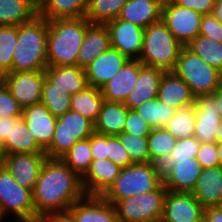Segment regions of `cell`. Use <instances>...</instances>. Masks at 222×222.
<instances>
[{
	"mask_svg": "<svg viewBox=\"0 0 222 222\" xmlns=\"http://www.w3.org/2000/svg\"><path fill=\"white\" fill-rule=\"evenodd\" d=\"M110 33L111 47L128 59H139L142 50L144 28L116 18L105 24Z\"/></svg>",
	"mask_w": 222,
	"mask_h": 222,
	"instance_id": "4fadbf2b",
	"label": "cell"
},
{
	"mask_svg": "<svg viewBox=\"0 0 222 222\" xmlns=\"http://www.w3.org/2000/svg\"><path fill=\"white\" fill-rule=\"evenodd\" d=\"M202 169L219 166L217 157V142L201 143L200 149L195 157Z\"/></svg>",
	"mask_w": 222,
	"mask_h": 222,
	"instance_id": "bcb514c9",
	"label": "cell"
},
{
	"mask_svg": "<svg viewBox=\"0 0 222 222\" xmlns=\"http://www.w3.org/2000/svg\"><path fill=\"white\" fill-rule=\"evenodd\" d=\"M18 40V26H0V72H12L13 51Z\"/></svg>",
	"mask_w": 222,
	"mask_h": 222,
	"instance_id": "ab89813d",
	"label": "cell"
},
{
	"mask_svg": "<svg viewBox=\"0 0 222 222\" xmlns=\"http://www.w3.org/2000/svg\"><path fill=\"white\" fill-rule=\"evenodd\" d=\"M217 142H222V120L216 133Z\"/></svg>",
	"mask_w": 222,
	"mask_h": 222,
	"instance_id": "6f0895ef",
	"label": "cell"
},
{
	"mask_svg": "<svg viewBox=\"0 0 222 222\" xmlns=\"http://www.w3.org/2000/svg\"><path fill=\"white\" fill-rule=\"evenodd\" d=\"M45 78L53 85L76 94L82 92L88 85L84 69L75 66H47L44 70Z\"/></svg>",
	"mask_w": 222,
	"mask_h": 222,
	"instance_id": "83f0119b",
	"label": "cell"
},
{
	"mask_svg": "<svg viewBox=\"0 0 222 222\" xmlns=\"http://www.w3.org/2000/svg\"><path fill=\"white\" fill-rule=\"evenodd\" d=\"M48 20L37 15L18 26L12 72L44 71L47 68Z\"/></svg>",
	"mask_w": 222,
	"mask_h": 222,
	"instance_id": "3957f363",
	"label": "cell"
},
{
	"mask_svg": "<svg viewBox=\"0 0 222 222\" xmlns=\"http://www.w3.org/2000/svg\"><path fill=\"white\" fill-rule=\"evenodd\" d=\"M4 155L15 153H45L37 144L34 136L27 129L22 117L12 118V130L10 136L2 144Z\"/></svg>",
	"mask_w": 222,
	"mask_h": 222,
	"instance_id": "f1b7e54d",
	"label": "cell"
},
{
	"mask_svg": "<svg viewBox=\"0 0 222 222\" xmlns=\"http://www.w3.org/2000/svg\"><path fill=\"white\" fill-rule=\"evenodd\" d=\"M139 76V60L128 59L112 79L101 88L104 100L124 103L129 92L135 88Z\"/></svg>",
	"mask_w": 222,
	"mask_h": 222,
	"instance_id": "d6986e66",
	"label": "cell"
},
{
	"mask_svg": "<svg viewBox=\"0 0 222 222\" xmlns=\"http://www.w3.org/2000/svg\"><path fill=\"white\" fill-rule=\"evenodd\" d=\"M22 118L37 144L45 151L51 144L57 118L42 102L23 108Z\"/></svg>",
	"mask_w": 222,
	"mask_h": 222,
	"instance_id": "ac0fdd59",
	"label": "cell"
},
{
	"mask_svg": "<svg viewBox=\"0 0 222 222\" xmlns=\"http://www.w3.org/2000/svg\"><path fill=\"white\" fill-rule=\"evenodd\" d=\"M201 18V13L181 7L172 1L162 5L161 20L183 46L199 35Z\"/></svg>",
	"mask_w": 222,
	"mask_h": 222,
	"instance_id": "30bf717a",
	"label": "cell"
},
{
	"mask_svg": "<svg viewBox=\"0 0 222 222\" xmlns=\"http://www.w3.org/2000/svg\"><path fill=\"white\" fill-rule=\"evenodd\" d=\"M195 103L180 106L163 127L176 140L190 138L195 133Z\"/></svg>",
	"mask_w": 222,
	"mask_h": 222,
	"instance_id": "d6a6232c",
	"label": "cell"
},
{
	"mask_svg": "<svg viewBox=\"0 0 222 222\" xmlns=\"http://www.w3.org/2000/svg\"><path fill=\"white\" fill-rule=\"evenodd\" d=\"M133 110L152 128H163L176 112L175 108L160 101L158 97L144 102Z\"/></svg>",
	"mask_w": 222,
	"mask_h": 222,
	"instance_id": "836d02e7",
	"label": "cell"
},
{
	"mask_svg": "<svg viewBox=\"0 0 222 222\" xmlns=\"http://www.w3.org/2000/svg\"><path fill=\"white\" fill-rule=\"evenodd\" d=\"M91 155L93 160L108 159V136L93 133L90 136Z\"/></svg>",
	"mask_w": 222,
	"mask_h": 222,
	"instance_id": "c3c4849f",
	"label": "cell"
},
{
	"mask_svg": "<svg viewBox=\"0 0 222 222\" xmlns=\"http://www.w3.org/2000/svg\"><path fill=\"white\" fill-rule=\"evenodd\" d=\"M71 94L51 84L46 78L42 86L41 102L58 118L70 110Z\"/></svg>",
	"mask_w": 222,
	"mask_h": 222,
	"instance_id": "f35d334b",
	"label": "cell"
},
{
	"mask_svg": "<svg viewBox=\"0 0 222 222\" xmlns=\"http://www.w3.org/2000/svg\"><path fill=\"white\" fill-rule=\"evenodd\" d=\"M184 46L173 36L162 20L144 29V38L139 61L149 67L166 72L176 67Z\"/></svg>",
	"mask_w": 222,
	"mask_h": 222,
	"instance_id": "5b68a950",
	"label": "cell"
},
{
	"mask_svg": "<svg viewBox=\"0 0 222 222\" xmlns=\"http://www.w3.org/2000/svg\"><path fill=\"white\" fill-rule=\"evenodd\" d=\"M201 142L195 137L179 139L171 150L167 160H183L195 158L200 149Z\"/></svg>",
	"mask_w": 222,
	"mask_h": 222,
	"instance_id": "b9f144b4",
	"label": "cell"
},
{
	"mask_svg": "<svg viewBox=\"0 0 222 222\" xmlns=\"http://www.w3.org/2000/svg\"><path fill=\"white\" fill-rule=\"evenodd\" d=\"M191 193L204 208L222 205L221 167L202 169Z\"/></svg>",
	"mask_w": 222,
	"mask_h": 222,
	"instance_id": "cb8c5ba5",
	"label": "cell"
},
{
	"mask_svg": "<svg viewBox=\"0 0 222 222\" xmlns=\"http://www.w3.org/2000/svg\"><path fill=\"white\" fill-rule=\"evenodd\" d=\"M68 212L75 222H119L114 205L100 195H85Z\"/></svg>",
	"mask_w": 222,
	"mask_h": 222,
	"instance_id": "e0dca14e",
	"label": "cell"
},
{
	"mask_svg": "<svg viewBox=\"0 0 222 222\" xmlns=\"http://www.w3.org/2000/svg\"><path fill=\"white\" fill-rule=\"evenodd\" d=\"M203 222H222V205L204 208Z\"/></svg>",
	"mask_w": 222,
	"mask_h": 222,
	"instance_id": "816d5d0a",
	"label": "cell"
},
{
	"mask_svg": "<svg viewBox=\"0 0 222 222\" xmlns=\"http://www.w3.org/2000/svg\"><path fill=\"white\" fill-rule=\"evenodd\" d=\"M195 133L201 143L217 142L216 133L221 123V116L212 95L195 97Z\"/></svg>",
	"mask_w": 222,
	"mask_h": 222,
	"instance_id": "2e32d148",
	"label": "cell"
},
{
	"mask_svg": "<svg viewBox=\"0 0 222 222\" xmlns=\"http://www.w3.org/2000/svg\"><path fill=\"white\" fill-rule=\"evenodd\" d=\"M167 191L162 183L153 191L117 201L114 207L119 222H149L160 219Z\"/></svg>",
	"mask_w": 222,
	"mask_h": 222,
	"instance_id": "ba28073f",
	"label": "cell"
},
{
	"mask_svg": "<svg viewBox=\"0 0 222 222\" xmlns=\"http://www.w3.org/2000/svg\"><path fill=\"white\" fill-rule=\"evenodd\" d=\"M108 159L121 168L134 164L117 136H108Z\"/></svg>",
	"mask_w": 222,
	"mask_h": 222,
	"instance_id": "ee69618b",
	"label": "cell"
},
{
	"mask_svg": "<svg viewBox=\"0 0 222 222\" xmlns=\"http://www.w3.org/2000/svg\"><path fill=\"white\" fill-rule=\"evenodd\" d=\"M186 47L206 63L222 72V43L212 38L197 35Z\"/></svg>",
	"mask_w": 222,
	"mask_h": 222,
	"instance_id": "8d00e7d4",
	"label": "cell"
},
{
	"mask_svg": "<svg viewBox=\"0 0 222 222\" xmlns=\"http://www.w3.org/2000/svg\"><path fill=\"white\" fill-rule=\"evenodd\" d=\"M94 123L72 110L57 118L50 146L45 150L47 158H61L78 140L94 133Z\"/></svg>",
	"mask_w": 222,
	"mask_h": 222,
	"instance_id": "9c48e42d",
	"label": "cell"
},
{
	"mask_svg": "<svg viewBox=\"0 0 222 222\" xmlns=\"http://www.w3.org/2000/svg\"><path fill=\"white\" fill-rule=\"evenodd\" d=\"M211 95L216 100V105L219 109L222 120V84Z\"/></svg>",
	"mask_w": 222,
	"mask_h": 222,
	"instance_id": "db71d44e",
	"label": "cell"
},
{
	"mask_svg": "<svg viewBox=\"0 0 222 222\" xmlns=\"http://www.w3.org/2000/svg\"><path fill=\"white\" fill-rule=\"evenodd\" d=\"M122 168L109 159L93 160L89 169L81 177L86 195H102L115 181Z\"/></svg>",
	"mask_w": 222,
	"mask_h": 222,
	"instance_id": "ffe728a7",
	"label": "cell"
},
{
	"mask_svg": "<svg viewBox=\"0 0 222 222\" xmlns=\"http://www.w3.org/2000/svg\"><path fill=\"white\" fill-rule=\"evenodd\" d=\"M176 141L164 128H153L148 135L150 162L162 165L170 156Z\"/></svg>",
	"mask_w": 222,
	"mask_h": 222,
	"instance_id": "d590c367",
	"label": "cell"
},
{
	"mask_svg": "<svg viewBox=\"0 0 222 222\" xmlns=\"http://www.w3.org/2000/svg\"><path fill=\"white\" fill-rule=\"evenodd\" d=\"M3 74L0 72V82L2 80Z\"/></svg>",
	"mask_w": 222,
	"mask_h": 222,
	"instance_id": "be15d7a7",
	"label": "cell"
},
{
	"mask_svg": "<svg viewBox=\"0 0 222 222\" xmlns=\"http://www.w3.org/2000/svg\"><path fill=\"white\" fill-rule=\"evenodd\" d=\"M22 117V108L7 87L0 82V118Z\"/></svg>",
	"mask_w": 222,
	"mask_h": 222,
	"instance_id": "7bdbcfd3",
	"label": "cell"
},
{
	"mask_svg": "<svg viewBox=\"0 0 222 222\" xmlns=\"http://www.w3.org/2000/svg\"><path fill=\"white\" fill-rule=\"evenodd\" d=\"M211 14L219 23L222 24V2H215Z\"/></svg>",
	"mask_w": 222,
	"mask_h": 222,
	"instance_id": "11a10c76",
	"label": "cell"
},
{
	"mask_svg": "<svg viewBox=\"0 0 222 222\" xmlns=\"http://www.w3.org/2000/svg\"><path fill=\"white\" fill-rule=\"evenodd\" d=\"M217 157L219 166L222 167V142H217Z\"/></svg>",
	"mask_w": 222,
	"mask_h": 222,
	"instance_id": "9f6ffc18",
	"label": "cell"
},
{
	"mask_svg": "<svg viewBox=\"0 0 222 222\" xmlns=\"http://www.w3.org/2000/svg\"><path fill=\"white\" fill-rule=\"evenodd\" d=\"M199 34L222 43V24L211 13L204 14L201 18Z\"/></svg>",
	"mask_w": 222,
	"mask_h": 222,
	"instance_id": "7dc6e473",
	"label": "cell"
},
{
	"mask_svg": "<svg viewBox=\"0 0 222 222\" xmlns=\"http://www.w3.org/2000/svg\"><path fill=\"white\" fill-rule=\"evenodd\" d=\"M120 142L133 163H149L148 136H136L127 132L118 134Z\"/></svg>",
	"mask_w": 222,
	"mask_h": 222,
	"instance_id": "60d3db41",
	"label": "cell"
},
{
	"mask_svg": "<svg viewBox=\"0 0 222 222\" xmlns=\"http://www.w3.org/2000/svg\"><path fill=\"white\" fill-rule=\"evenodd\" d=\"M4 156L2 145L0 144V167L3 165Z\"/></svg>",
	"mask_w": 222,
	"mask_h": 222,
	"instance_id": "680465c9",
	"label": "cell"
},
{
	"mask_svg": "<svg viewBox=\"0 0 222 222\" xmlns=\"http://www.w3.org/2000/svg\"><path fill=\"white\" fill-rule=\"evenodd\" d=\"M44 71L8 72L1 82L23 109L41 102Z\"/></svg>",
	"mask_w": 222,
	"mask_h": 222,
	"instance_id": "8fae6325",
	"label": "cell"
},
{
	"mask_svg": "<svg viewBox=\"0 0 222 222\" xmlns=\"http://www.w3.org/2000/svg\"><path fill=\"white\" fill-rule=\"evenodd\" d=\"M158 99L175 109L195 103V96L192 94L190 87L173 71L163 74L158 89Z\"/></svg>",
	"mask_w": 222,
	"mask_h": 222,
	"instance_id": "4316f807",
	"label": "cell"
},
{
	"mask_svg": "<svg viewBox=\"0 0 222 222\" xmlns=\"http://www.w3.org/2000/svg\"><path fill=\"white\" fill-rule=\"evenodd\" d=\"M128 0H88L85 17L91 24H106L119 17Z\"/></svg>",
	"mask_w": 222,
	"mask_h": 222,
	"instance_id": "e575fe53",
	"label": "cell"
},
{
	"mask_svg": "<svg viewBox=\"0 0 222 222\" xmlns=\"http://www.w3.org/2000/svg\"><path fill=\"white\" fill-rule=\"evenodd\" d=\"M0 212L3 219L14 218L13 222H35L32 191L17 183L3 165L0 167Z\"/></svg>",
	"mask_w": 222,
	"mask_h": 222,
	"instance_id": "52a82bcc",
	"label": "cell"
},
{
	"mask_svg": "<svg viewBox=\"0 0 222 222\" xmlns=\"http://www.w3.org/2000/svg\"><path fill=\"white\" fill-rule=\"evenodd\" d=\"M12 118L13 117H3L0 118V144L2 145L10 136V131L12 130Z\"/></svg>",
	"mask_w": 222,
	"mask_h": 222,
	"instance_id": "f5cc1de1",
	"label": "cell"
},
{
	"mask_svg": "<svg viewBox=\"0 0 222 222\" xmlns=\"http://www.w3.org/2000/svg\"><path fill=\"white\" fill-rule=\"evenodd\" d=\"M149 222H165V221L162 218H160V219L149 221Z\"/></svg>",
	"mask_w": 222,
	"mask_h": 222,
	"instance_id": "91938a15",
	"label": "cell"
},
{
	"mask_svg": "<svg viewBox=\"0 0 222 222\" xmlns=\"http://www.w3.org/2000/svg\"><path fill=\"white\" fill-rule=\"evenodd\" d=\"M172 2L181 7L193 9L202 15L210 14L215 5V0H172Z\"/></svg>",
	"mask_w": 222,
	"mask_h": 222,
	"instance_id": "681fc988",
	"label": "cell"
},
{
	"mask_svg": "<svg viewBox=\"0 0 222 222\" xmlns=\"http://www.w3.org/2000/svg\"><path fill=\"white\" fill-rule=\"evenodd\" d=\"M163 183L161 165L134 163L122 168L120 174L101 195L113 205L125 198L157 189Z\"/></svg>",
	"mask_w": 222,
	"mask_h": 222,
	"instance_id": "277c9868",
	"label": "cell"
},
{
	"mask_svg": "<svg viewBox=\"0 0 222 222\" xmlns=\"http://www.w3.org/2000/svg\"><path fill=\"white\" fill-rule=\"evenodd\" d=\"M173 72L183 79L195 97L211 95L222 84V72L186 46L182 48Z\"/></svg>",
	"mask_w": 222,
	"mask_h": 222,
	"instance_id": "8992f818",
	"label": "cell"
},
{
	"mask_svg": "<svg viewBox=\"0 0 222 222\" xmlns=\"http://www.w3.org/2000/svg\"><path fill=\"white\" fill-rule=\"evenodd\" d=\"M37 15L38 0H0V26H19Z\"/></svg>",
	"mask_w": 222,
	"mask_h": 222,
	"instance_id": "f546056e",
	"label": "cell"
},
{
	"mask_svg": "<svg viewBox=\"0 0 222 222\" xmlns=\"http://www.w3.org/2000/svg\"><path fill=\"white\" fill-rule=\"evenodd\" d=\"M86 17L48 20L47 65L75 66L87 27Z\"/></svg>",
	"mask_w": 222,
	"mask_h": 222,
	"instance_id": "7a4b0ae2",
	"label": "cell"
},
{
	"mask_svg": "<svg viewBox=\"0 0 222 222\" xmlns=\"http://www.w3.org/2000/svg\"><path fill=\"white\" fill-rule=\"evenodd\" d=\"M129 108L122 102L104 100L96 122L95 133L117 136L124 130Z\"/></svg>",
	"mask_w": 222,
	"mask_h": 222,
	"instance_id": "484cf974",
	"label": "cell"
},
{
	"mask_svg": "<svg viewBox=\"0 0 222 222\" xmlns=\"http://www.w3.org/2000/svg\"><path fill=\"white\" fill-rule=\"evenodd\" d=\"M204 207L192 193L167 191L162 219L165 222H203Z\"/></svg>",
	"mask_w": 222,
	"mask_h": 222,
	"instance_id": "9a60e30c",
	"label": "cell"
},
{
	"mask_svg": "<svg viewBox=\"0 0 222 222\" xmlns=\"http://www.w3.org/2000/svg\"><path fill=\"white\" fill-rule=\"evenodd\" d=\"M60 159L82 177L93 161L90 137L78 140Z\"/></svg>",
	"mask_w": 222,
	"mask_h": 222,
	"instance_id": "74e56055",
	"label": "cell"
},
{
	"mask_svg": "<svg viewBox=\"0 0 222 222\" xmlns=\"http://www.w3.org/2000/svg\"><path fill=\"white\" fill-rule=\"evenodd\" d=\"M46 158L45 153L8 154L4 156L3 166L17 183L33 192Z\"/></svg>",
	"mask_w": 222,
	"mask_h": 222,
	"instance_id": "5bb4252c",
	"label": "cell"
},
{
	"mask_svg": "<svg viewBox=\"0 0 222 222\" xmlns=\"http://www.w3.org/2000/svg\"><path fill=\"white\" fill-rule=\"evenodd\" d=\"M162 5V0H128L118 18L145 29L161 20Z\"/></svg>",
	"mask_w": 222,
	"mask_h": 222,
	"instance_id": "d4e9b609",
	"label": "cell"
},
{
	"mask_svg": "<svg viewBox=\"0 0 222 222\" xmlns=\"http://www.w3.org/2000/svg\"><path fill=\"white\" fill-rule=\"evenodd\" d=\"M103 101L104 97L99 88L87 86L82 92L72 95L70 110L95 123Z\"/></svg>",
	"mask_w": 222,
	"mask_h": 222,
	"instance_id": "1f68e13d",
	"label": "cell"
},
{
	"mask_svg": "<svg viewBox=\"0 0 222 222\" xmlns=\"http://www.w3.org/2000/svg\"><path fill=\"white\" fill-rule=\"evenodd\" d=\"M5 222V220L3 219L2 215H1V212H0V222Z\"/></svg>",
	"mask_w": 222,
	"mask_h": 222,
	"instance_id": "94428289",
	"label": "cell"
},
{
	"mask_svg": "<svg viewBox=\"0 0 222 222\" xmlns=\"http://www.w3.org/2000/svg\"><path fill=\"white\" fill-rule=\"evenodd\" d=\"M110 47V33L107 26L105 24H90L78 52L77 66L85 69Z\"/></svg>",
	"mask_w": 222,
	"mask_h": 222,
	"instance_id": "603a6c76",
	"label": "cell"
},
{
	"mask_svg": "<svg viewBox=\"0 0 222 222\" xmlns=\"http://www.w3.org/2000/svg\"><path fill=\"white\" fill-rule=\"evenodd\" d=\"M127 60L125 55L110 47L84 69L88 85L100 89L118 73Z\"/></svg>",
	"mask_w": 222,
	"mask_h": 222,
	"instance_id": "44dd1931",
	"label": "cell"
},
{
	"mask_svg": "<svg viewBox=\"0 0 222 222\" xmlns=\"http://www.w3.org/2000/svg\"><path fill=\"white\" fill-rule=\"evenodd\" d=\"M163 185L172 192L191 193L202 167L196 158L166 160L162 165Z\"/></svg>",
	"mask_w": 222,
	"mask_h": 222,
	"instance_id": "7c38bea8",
	"label": "cell"
},
{
	"mask_svg": "<svg viewBox=\"0 0 222 222\" xmlns=\"http://www.w3.org/2000/svg\"><path fill=\"white\" fill-rule=\"evenodd\" d=\"M172 0H162L163 3L171 2Z\"/></svg>",
	"mask_w": 222,
	"mask_h": 222,
	"instance_id": "6125c7cd",
	"label": "cell"
},
{
	"mask_svg": "<svg viewBox=\"0 0 222 222\" xmlns=\"http://www.w3.org/2000/svg\"><path fill=\"white\" fill-rule=\"evenodd\" d=\"M152 129V126L146 123L135 110H128L123 132H127L136 136H148Z\"/></svg>",
	"mask_w": 222,
	"mask_h": 222,
	"instance_id": "f6af8a7d",
	"label": "cell"
},
{
	"mask_svg": "<svg viewBox=\"0 0 222 222\" xmlns=\"http://www.w3.org/2000/svg\"><path fill=\"white\" fill-rule=\"evenodd\" d=\"M88 0H38V15L46 20L85 17Z\"/></svg>",
	"mask_w": 222,
	"mask_h": 222,
	"instance_id": "4dcf8cb0",
	"label": "cell"
},
{
	"mask_svg": "<svg viewBox=\"0 0 222 222\" xmlns=\"http://www.w3.org/2000/svg\"><path fill=\"white\" fill-rule=\"evenodd\" d=\"M32 193L35 222L50 213L68 212L86 195L81 177L60 158H46Z\"/></svg>",
	"mask_w": 222,
	"mask_h": 222,
	"instance_id": "6da1fadb",
	"label": "cell"
},
{
	"mask_svg": "<svg viewBox=\"0 0 222 222\" xmlns=\"http://www.w3.org/2000/svg\"><path fill=\"white\" fill-rule=\"evenodd\" d=\"M38 222H75L69 212L50 213L39 218Z\"/></svg>",
	"mask_w": 222,
	"mask_h": 222,
	"instance_id": "f907efd6",
	"label": "cell"
},
{
	"mask_svg": "<svg viewBox=\"0 0 222 222\" xmlns=\"http://www.w3.org/2000/svg\"><path fill=\"white\" fill-rule=\"evenodd\" d=\"M166 71L143 65L139 61V76L135 88L131 90L124 102L129 109H134L144 102L158 97V89Z\"/></svg>",
	"mask_w": 222,
	"mask_h": 222,
	"instance_id": "7402d4cb",
	"label": "cell"
}]
</instances>
